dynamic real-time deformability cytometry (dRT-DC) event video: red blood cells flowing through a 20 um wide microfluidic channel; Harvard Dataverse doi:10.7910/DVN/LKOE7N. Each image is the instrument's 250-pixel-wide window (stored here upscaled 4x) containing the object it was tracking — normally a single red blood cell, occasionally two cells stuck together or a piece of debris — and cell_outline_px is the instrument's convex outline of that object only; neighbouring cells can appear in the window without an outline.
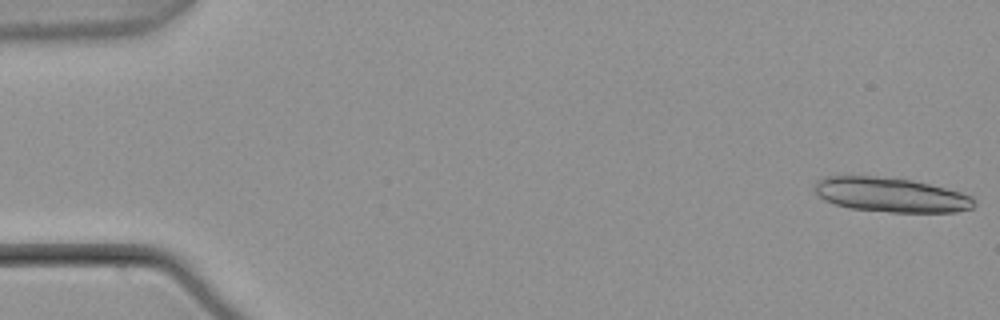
{"species": "common noctule bat (a hibernating species)", "species_latin": "Nyctalus noctula", "temperature_condition": "warm", "stored_images_in_passage": 16, "camera_frame_rate_fps": 3000, "um_per_image_px": 0.085, "animal": {"sex": "male", "body_mass_g": 21.5, "forearm_length_mm": 52.0}, "frame": {"image": 1, "passage_image": 1, "time_ms": 0.0, "image_size_px": [1000, 320], "cell_outline_px": [[976, 204], [972, 208], [956, 212], [888, 212], [852, 208], [836, 204], [824, 200], [812, 188], [816, 180], [820, 176], [876, 176], [912, 180], [960, 192], [972, 196], [976, 200]], "centroid_in_image_um": [75.7, 16.55], "position_along_channel_um": 9.3, "area_um2": 32.14}}